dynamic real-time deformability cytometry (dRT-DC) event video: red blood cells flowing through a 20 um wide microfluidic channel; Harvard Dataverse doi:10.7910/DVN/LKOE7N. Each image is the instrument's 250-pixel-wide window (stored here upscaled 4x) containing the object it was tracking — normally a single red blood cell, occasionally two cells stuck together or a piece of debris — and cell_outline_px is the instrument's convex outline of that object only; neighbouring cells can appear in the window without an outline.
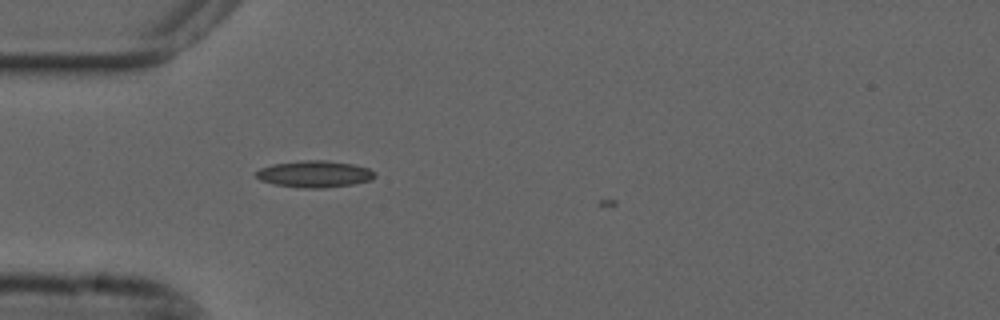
{"species": "common noctule bat (a hibernating species)", "species_latin": "Nyctalus noctula", "temperature_condition": "cold", "stored_images_in_passage": 3, "camera_frame_rate_fps": 3000, "um_per_image_px": 0.085, "animal": {"sex": "male", "forearm_length_mm": 52.5}, "frame": {"image": 1, "passage_image": 2, "time_ms": 0.333, "image_size_px": [1000, 320], "cell_outline_px": [[376, 176], [372, 180], [352, 184], [324, 188], [300, 188], [276, 184], [260, 180], [256, 176], [256, 172], [260, 168], [272, 164], [300, 160], [324, 160], [352, 164], [368, 168], [376, 172]], "centroid_in_image_um": [26.75, 14.79], "position_along_channel_um": 58.2, "area_um2": 18.5}}